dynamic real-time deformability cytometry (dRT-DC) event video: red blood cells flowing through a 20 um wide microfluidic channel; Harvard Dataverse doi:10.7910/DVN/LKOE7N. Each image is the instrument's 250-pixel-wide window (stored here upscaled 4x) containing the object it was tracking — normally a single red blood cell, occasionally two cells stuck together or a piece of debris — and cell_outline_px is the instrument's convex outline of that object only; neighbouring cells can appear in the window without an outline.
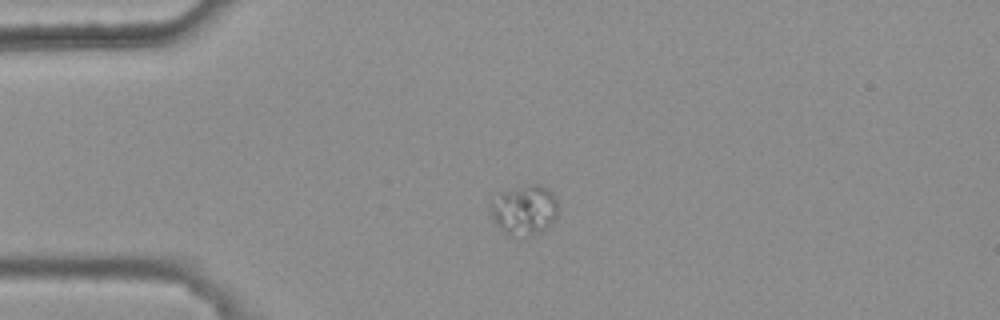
{"species": "common noctule bat (a hibernating species)", "species_latin": "Nyctalus noctula", "temperature_condition": "warm", "stored_images_in_passage": 2, "camera_frame_rate_fps": 3000, "um_per_image_px": 0.085, "animal": {"sex": "female", "body_mass_g": 25.1}, "frame": {"image": 1, "passage_image": 1, "time_ms": 0.0, "image_size_px": [1000, 320], "cell_outline_px": [[556, 220], [544, 232], [532, 236], [508, 236], [496, 224], [492, 216], [488, 204], [488, 200], [504, 192], [532, 184], [536, 184], [548, 188], [552, 192], [556, 200]], "centroid_in_image_um": [44.56, 17.89], "position_along_channel_um": 40.4, "area_um2": 19.88}}